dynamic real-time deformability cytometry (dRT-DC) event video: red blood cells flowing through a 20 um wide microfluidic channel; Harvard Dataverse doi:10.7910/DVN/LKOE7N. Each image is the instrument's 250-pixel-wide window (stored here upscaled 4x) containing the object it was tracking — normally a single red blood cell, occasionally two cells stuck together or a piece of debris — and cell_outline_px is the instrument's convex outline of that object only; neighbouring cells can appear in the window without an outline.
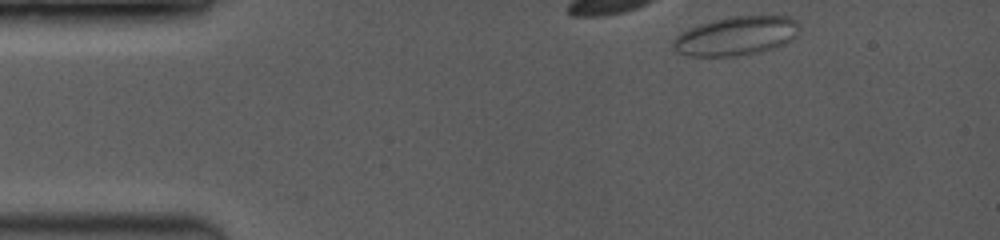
{"species": "common noctule bat (a hibernating species)", "species_latin": "Nyctalus noctula", "temperature_condition": "room temperature", "stored_images_in_passage": 6, "camera_frame_rate_fps": 3500, "um_per_image_px": 0.085, "animal": {"sex": "female", "body_mass_g": 19.0, "forearm_length_mm": 53.3}, "frame": {"image": 1, "passage_image": 1, "time_ms": 0.0, "image_size_px": [1000, 240], "cell_outline_px": [[796, 36], [792, 40], [776, 48], [760, 52], [736, 56], [688, 56], [676, 52], [672, 48], [672, 40], [680, 32], [716, 20], [736, 16], [792, 16], [796, 20]], "centroid_in_image_um": [62.56, 3.08], "position_along_channel_um": 22.4, "area_um2": 28.44}}